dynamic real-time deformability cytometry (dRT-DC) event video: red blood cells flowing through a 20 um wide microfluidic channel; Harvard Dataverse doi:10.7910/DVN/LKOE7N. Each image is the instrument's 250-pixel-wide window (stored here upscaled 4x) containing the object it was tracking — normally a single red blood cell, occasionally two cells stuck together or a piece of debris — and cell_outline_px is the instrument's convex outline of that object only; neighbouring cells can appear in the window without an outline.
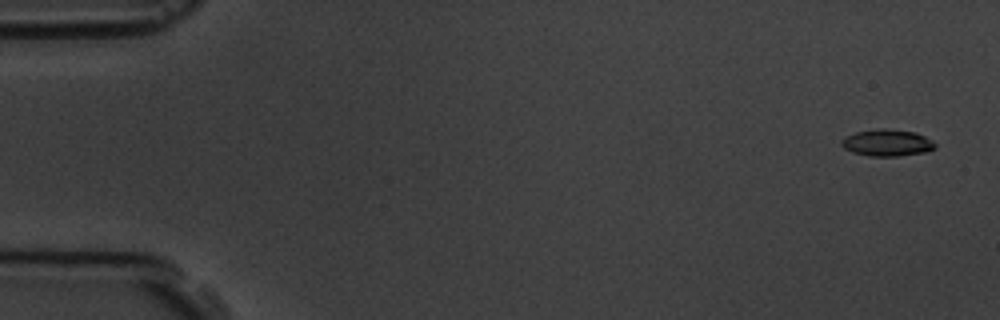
{"species": "common noctule bat (a hibernating species)", "species_latin": "Nyctalus noctula", "temperature_condition": "room temperature", "stored_images_in_passage": 5, "camera_frame_rate_fps": 3000, "um_per_image_px": 0.085, "animal": {"sex": "male", "body_mass_g": 19.5, "forearm_length_mm": 54.6}, "frame": {"image": 1, "passage_image": 1, "time_ms": 0.0, "image_size_px": [1000, 320], "cell_outline_px": [[936, 148], [924, 152], [900, 156], [868, 156], [852, 152], [844, 148], [840, 144], [840, 140], [844, 136], [856, 132], [884, 128], [916, 132], [932, 140], [936, 144]], "centroid_in_image_um": [75.39, 12.14], "position_along_channel_um": 9.6, "area_um2": 14.68}}
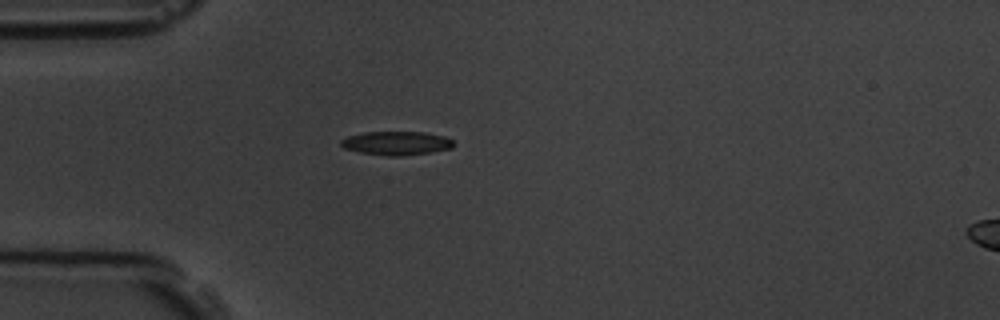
{"frame": {"image": 2, "passage_image": 5, "time_ms": 4.667, "image_size_px": [1000, 320], "cell_outline_px": [[456, 144], [452, 148], [432, 152], [404, 156], [388, 156], [360, 152], [344, 148], [340, 144], [340, 140], [348, 136], [364, 132], [424, 132], [444, 136], [452, 140]], "centroid_in_image_um": [33.72, 12.17], "position_along_channel_um": 51.3, "area_um2": 15.66}}